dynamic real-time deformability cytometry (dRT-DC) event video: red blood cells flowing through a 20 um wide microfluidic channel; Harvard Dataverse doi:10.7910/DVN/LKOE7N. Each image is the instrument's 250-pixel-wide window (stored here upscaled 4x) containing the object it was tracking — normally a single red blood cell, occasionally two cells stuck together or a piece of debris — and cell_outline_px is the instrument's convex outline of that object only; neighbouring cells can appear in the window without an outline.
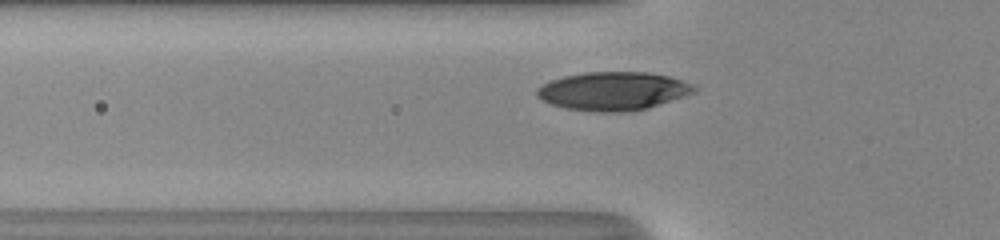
{"species": "human", "species_latin": "Homo sapiens", "temperature_condition": "room temperature", "stored_images_in_passage": 34, "camera_frame_rate_fps": 3000, "um_per_image_px": 0.085, "donor": {"sex": "male"}, "frame": {"image": 1, "passage_image": 10, "time_ms": 3.0, "image_size_px": [1000, 240], "cell_outline_px": [[700, 88], [696, 92], [648, 108], [628, 112], [596, 112], [564, 108], [552, 104], [536, 96], [536, 88], [552, 80], [564, 76], [584, 72], [648, 72], [668, 76], [696, 84]], "centroid_in_image_um": [52.16, 7.74], "position_along_channel_um": 73.6, "area_um2": 35.43}}
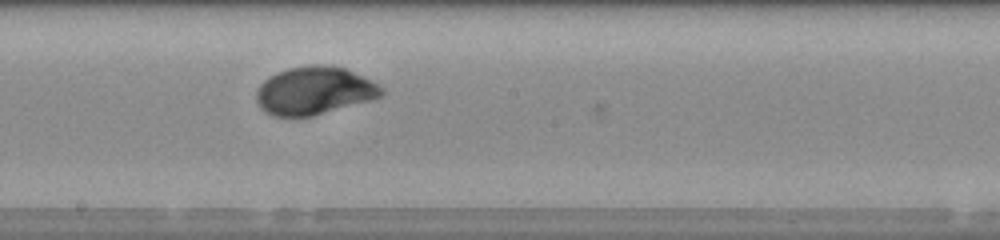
{"frame": {"image": 2, "passage_image": 21, "time_ms": 6.667, "image_size_px": [1000, 240], "cell_outline_px": [[384, 96], [372, 100], [312, 116], [272, 116], [264, 112], [260, 108], [256, 100], [256, 88], [268, 76], [276, 72], [288, 68], [308, 64], [320, 64], [344, 68], [376, 84], [384, 92]], "centroid_in_image_um": [26.65, 7.71], "position_along_channel_um": 221.6, "area_um2": 34.97}}
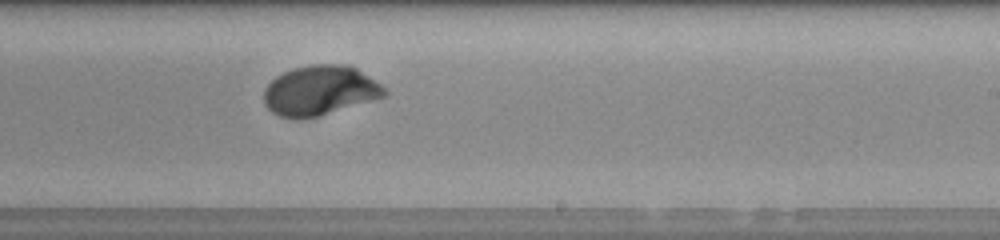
{"frame": {"image": 3, "passage_image": 24, "time_ms": 7.667, "image_size_px": [1000, 240], "cell_outline_px": [[388, 92], [384, 96], [372, 100], [320, 116], [300, 120], [296, 120], [280, 116], [272, 112], [264, 104], [264, 88], [276, 76], [292, 68], [312, 64], [344, 64], [356, 68], [380, 84]], "centroid_in_image_um": [27.15, 7.71], "position_along_channel_um": 261.9, "area_um2": 35.03}, "authors_computed_cell_mechanics": {"area_um2": 34.969, "velocity_mm_per_s": 4.0414, "shape_relaxation_time_tau1_ms": 2.7544, "shape_relaxation_time_tau2_ms": null, "deformation_change_tau1": 0.158, "deformation_change_tau2": null}}